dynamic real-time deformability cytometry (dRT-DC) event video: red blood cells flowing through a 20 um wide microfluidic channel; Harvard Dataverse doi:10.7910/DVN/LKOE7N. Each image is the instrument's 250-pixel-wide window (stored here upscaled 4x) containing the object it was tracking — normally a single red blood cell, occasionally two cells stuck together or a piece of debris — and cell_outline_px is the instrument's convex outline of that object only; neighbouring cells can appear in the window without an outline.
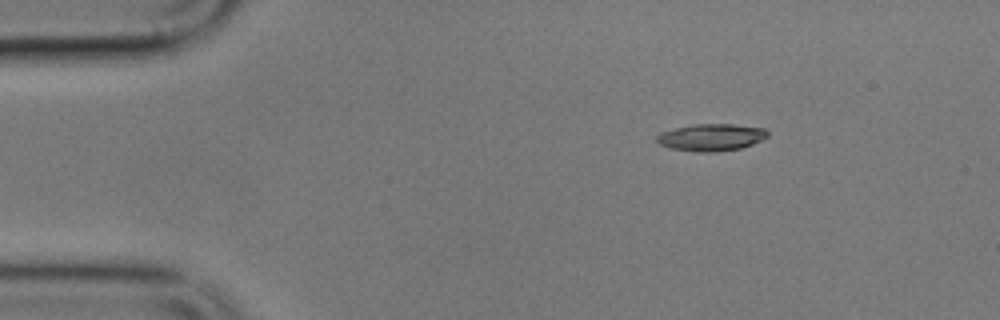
{"species": "common noctule bat (a hibernating species)", "species_latin": "Nyctalus noctula", "temperature_condition": "cold", "stored_images_in_passage": 6, "camera_frame_rate_fps": 3000, "um_per_image_px": 0.085, "animal": {"sex": "male", "body_mass_g": 17.9}, "frame": {"image": 1, "passage_image": 3, "time_ms": 2.333, "image_size_px": [1000, 320], "cell_outline_px": [[768, 136], [752, 144], [740, 148], [716, 152], [696, 152], [672, 148], [660, 144], [656, 140], [656, 136], [660, 132], [692, 124], [732, 124], [764, 128], [768, 132]], "centroid_in_image_um": [60.44, 11.67], "position_along_channel_um": 24.6, "area_um2": 17.4}}